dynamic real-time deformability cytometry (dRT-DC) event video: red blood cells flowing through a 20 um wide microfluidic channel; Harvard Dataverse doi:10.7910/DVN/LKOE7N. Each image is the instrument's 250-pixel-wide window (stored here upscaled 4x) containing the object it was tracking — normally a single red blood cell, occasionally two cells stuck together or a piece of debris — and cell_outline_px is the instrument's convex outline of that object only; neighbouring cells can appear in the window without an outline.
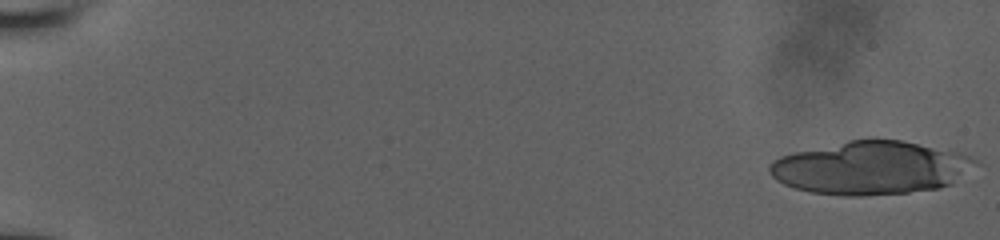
{"species": "human", "species_latin": "Homo sapiens", "temperature_condition": "room temperature", "stored_images_in_passage": 20, "camera_frame_rate_fps": 3000, "um_per_image_px": 0.085, "donor": {"sex": "male"}, "frame": {"image": 1, "passage_image": 1, "time_ms": 0.0, "image_size_px": [1000, 240], "cell_outline_px": [[956, 172], [952, 184], [936, 188], [908, 192], [864, 196], [844, 196], [812, 192], [796, 188], [784, 184], [776, 180], [768, 172], [768, 164], [772, 160], [780, 156], [796, 152], [848, 140], [868, 136], [876, 136], [900, 140], [932, 148], [944, 152]], "centroid_in_image_um": [73.48, 14.28], "position_along_channel_um": 11.5, "area_um2": 60.17}}